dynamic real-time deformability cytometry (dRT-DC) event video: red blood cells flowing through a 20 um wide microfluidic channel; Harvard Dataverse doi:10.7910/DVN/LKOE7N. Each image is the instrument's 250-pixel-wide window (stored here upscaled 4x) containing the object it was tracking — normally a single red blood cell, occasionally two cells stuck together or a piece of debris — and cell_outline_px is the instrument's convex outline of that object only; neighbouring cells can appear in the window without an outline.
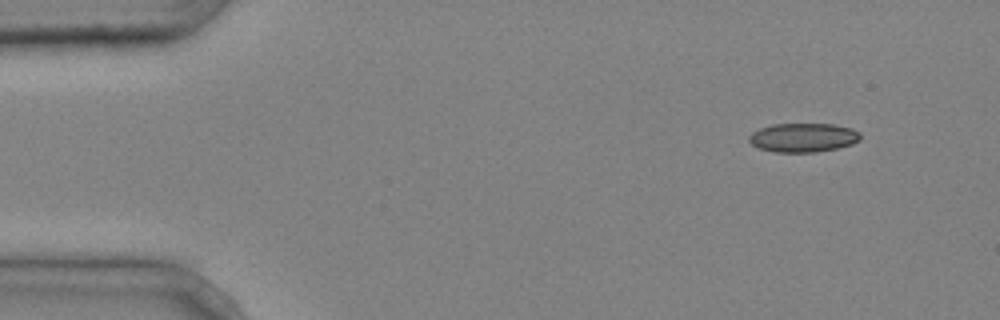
{"species": "common noctule bat (a hibernating species)", "species_latin": "Nyctalus noctula", "temperature_condition": "cold", "stored_images_in_passage": 3, "camera_frame_rate_fps": 3000, "um_per_image_px": 0.085, "animal": {"sex": "male", "body_mass_g": 20.4}, "frame": {"image": 1, "passage_image": 1, "time_ms": 0.0, "image_size_px": [1000, 320], "cell_outline_px": [[860, 140], [852, 144], [836, 148], [816, 152], [772, 152], [760, 148], [752, 144], [748, 140], [748, 136], [752, 132], [760, 128], [772, 124], [832, 124], [852, 128], [860, 132]], "centroid_in_image_um": [68.26, 11.69], "position_along_channel_um": 16.7, "area_um2": 18.84}}